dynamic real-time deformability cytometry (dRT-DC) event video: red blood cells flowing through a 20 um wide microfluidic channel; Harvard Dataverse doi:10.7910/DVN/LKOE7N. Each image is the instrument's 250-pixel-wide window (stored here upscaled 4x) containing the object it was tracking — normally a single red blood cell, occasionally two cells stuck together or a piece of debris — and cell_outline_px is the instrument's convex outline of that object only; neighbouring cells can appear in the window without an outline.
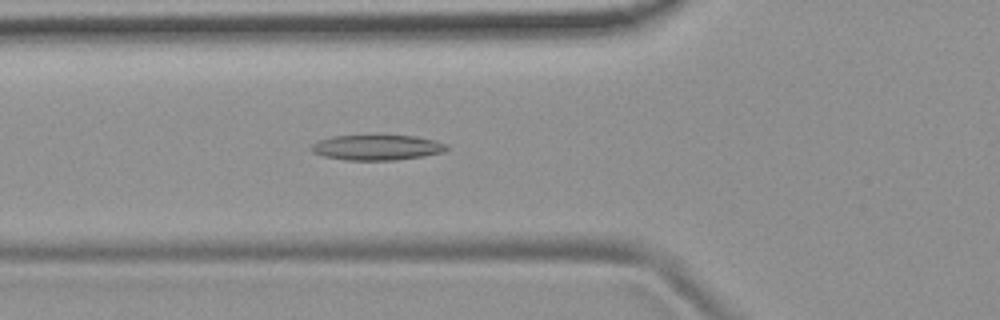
{"species": "common noctule bat (a hibernating species)", "species_latin": "Nyctalus noctula", "temperature_condition": "room temperature", "stored_images_in_passage": 48, "camera_frame_rate_fps": 3000, "um_per_image_px": 0.085, "animal": {"sex": "female", "body_mass_g": 19.9}, "frame": {"image": 1, "passage_image": 13, "time_ms": 4.0, "image_size_px": [1000, 320], "cell_outline_px": [[448, 148], [444, 152], [424, 156], [396, 160], [344, 160], [324, 156], [312, 152], [312, 144], [320, 140], [332, 136], [416, 136], [436, 140], [448, 144]], "centroid_in_image_um": [32.09, 12.54], "position_along_channel_um": 93.7, "area_um2": 19.88}}
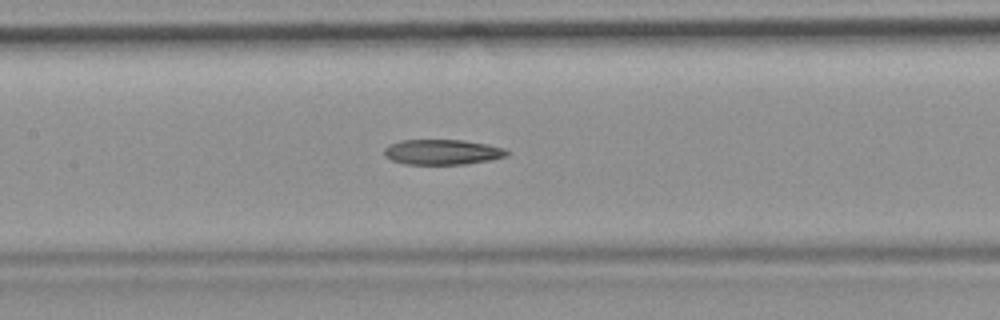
{"frame": {"image": 2, "passage_image": 19, "time_ms": 6.0, "image_size_px": [1000, 320], "cell_outline_px": [[508, 156], [488, 160], [464, 164], [404, 164], [392, 160], [384, 156], [384, 148], [388, 144], [404, 140], [464, 140], [488, 144], [504, 148], [508, 152]], "centroid_in_image_um": [37.58, 12.92], "position_along_channel_um": 169.8, "area_um2": 18.03}}
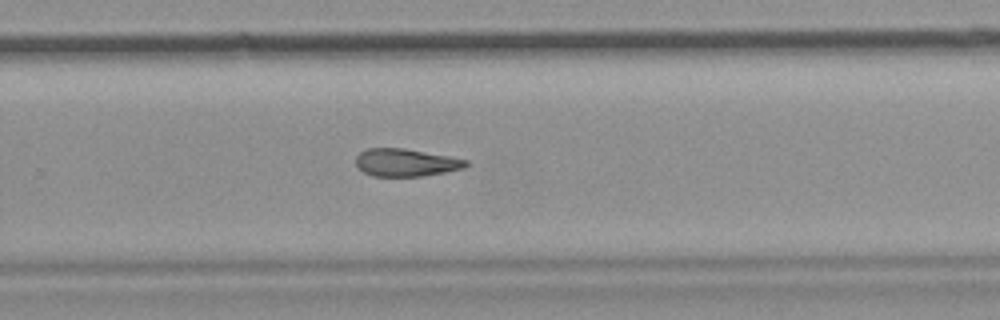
{"frame": {"image": 3, "passage_image": 29, "time_ms": 9.333, "image_size_px": [1000, 320], "cell_outline_px": [[468, 164], [464, 168], [424, 176], [372, 176], [364, 172], [356, 164], [356, 156], [360, 152], [368, 148], [404, 148], [452, 156], [468, 160]], "centroid_in_image_um": [34.52, 13.81], "position_along_channel_um": 295.3, "area_um2": 17.8}}